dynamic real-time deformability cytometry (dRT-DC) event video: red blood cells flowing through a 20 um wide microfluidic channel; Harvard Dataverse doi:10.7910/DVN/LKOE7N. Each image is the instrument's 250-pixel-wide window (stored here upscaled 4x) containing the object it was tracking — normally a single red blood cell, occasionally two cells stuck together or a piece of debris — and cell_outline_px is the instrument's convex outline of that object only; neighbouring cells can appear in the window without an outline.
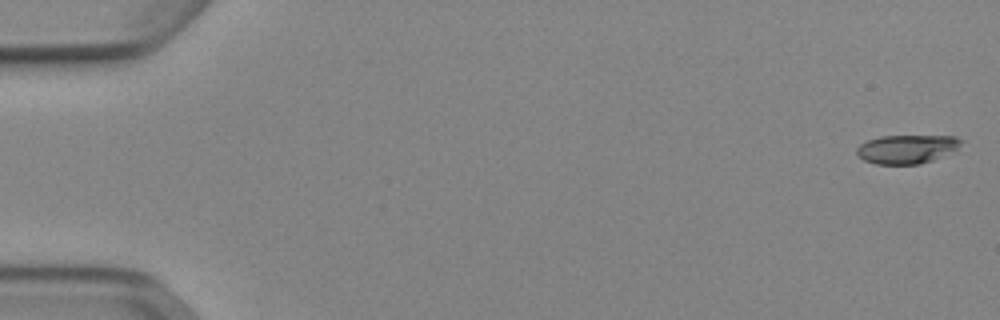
{"species": "Egyptian fruit bat (a non-hibernating species)", "species_latin": "Rousettus aegyptiacus", "temperature_condition": "cold", "stored_images_in_passage": 52, "camera_frame_rate_fps": 3000, "um_per_image_px": 0.085, "animal": {"sex": "female"}, "frame": {"image": 1, "passage_image": 1, "time_ms": 0.0, "image_size_px": [1000, 320], "cell_outline_px": [[964, 140], [956, 148], [932, 160], [920, 164], [876, 164], [864, 160], [856, 152], [856, 148], [860, 144], [868, 140], [880, 136], [956, 136]], "centroid_in_image_um": [77.04, 12.66], "position_along_channel_um": 8.0, "area_um2": 17.22}}
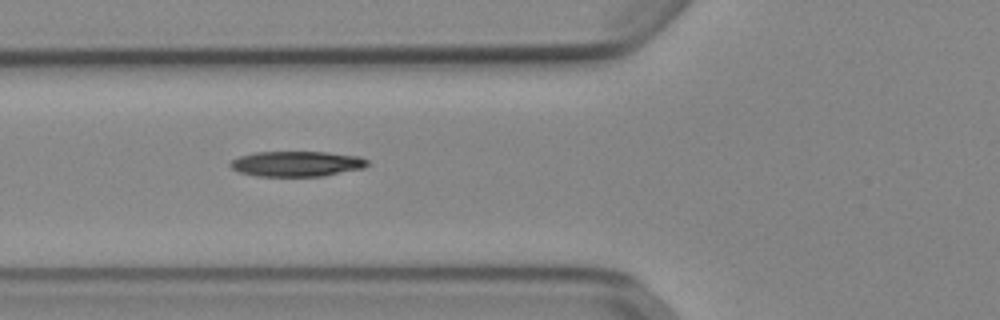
{"frame": {"image": 2, "passage_image": 20, "time_ms": 6.333, "image_size_px": [1000, 320], "cell_outline_px": [[368, 164], [364, 168], [324, 176], [256, 176], [240, 172], [232, 168], [228, 164], [232, 160], [240, 156], [256, 152], [328, 152], [360, 156], [368, 160]], "centroid_in_image_um": [25.24, 13.92], "position_along_channel_um": 100.6, "area_um2": 20.29}}
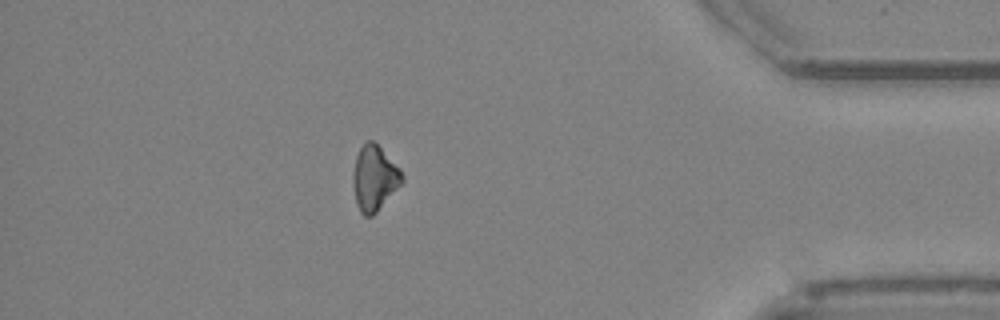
{"frame": {"image": 3, "passage_image": 46, "time_ms": 15.0, "image_size_px": [1000, 320], "cell_outline_px": [[404, 180], [376, 212], [372, 216], [364, 216], [360, 212], [356, 204], [352, 184], [352, 176], [356, 156], [360, 148], [368, 140], [372, 140], [400, 168], [404, 176]], "centroid_in_image_um": [31.8, 15.16], "position_along_channel_um": 403.4, "area_um2": 18.44}, "authors_computed_cell_mechanics": {"area_um2": 19.363, "velocity_mm_per_s": 3.9237, "shape_relaxation_time_tau1_ms": 6.4412, "shape_relaxation_time_tau2_ms": null, "deformation_change_tau1": 0.1206, "deformation_change_tau2": null}}